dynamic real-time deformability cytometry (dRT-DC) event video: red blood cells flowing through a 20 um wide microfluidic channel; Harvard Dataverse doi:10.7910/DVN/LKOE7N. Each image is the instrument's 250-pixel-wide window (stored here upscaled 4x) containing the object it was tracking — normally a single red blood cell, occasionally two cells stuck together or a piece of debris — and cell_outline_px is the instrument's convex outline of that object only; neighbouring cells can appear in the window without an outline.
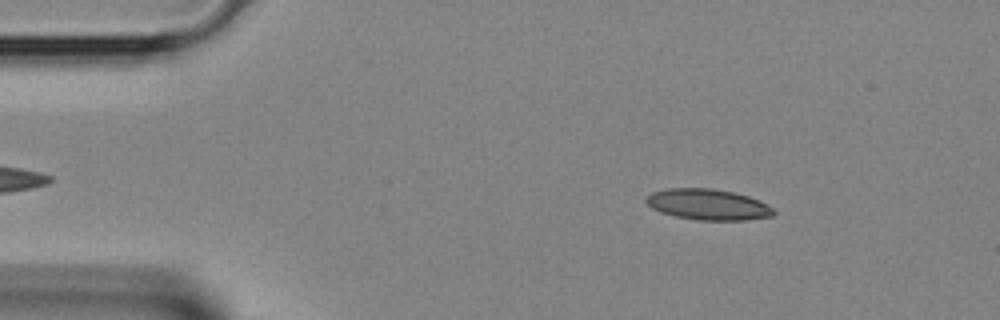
{"species": "Egyptian fruit bat (a non-hibernating species)", "species_latin": "Rousettus aegyptiacus", "temperature_condition": "room temperature", "stored_images_in_passage": 39, "camera_frame_rate_fps": 3000, "um_per_image_px": 0.085, "animal": {"sex": "female"}, "frame": {"image": 1, "passage_image": 5, "time_ms": 1.333, "image_size_px": [1000, 320], "cell_outline_px": [[776, 212], [772, 216], [744, 220], [696, 220], [676, 216], [660, 212], [652, 208], [644, 200], [652, 192], [668, 188], [712, 188], [732, 192], [748, 196], [772, 208]], "centroid_in_image_um": [60.14, 17.38], "position_along_channel_um": 24.9, "area_um2": 22.72}}
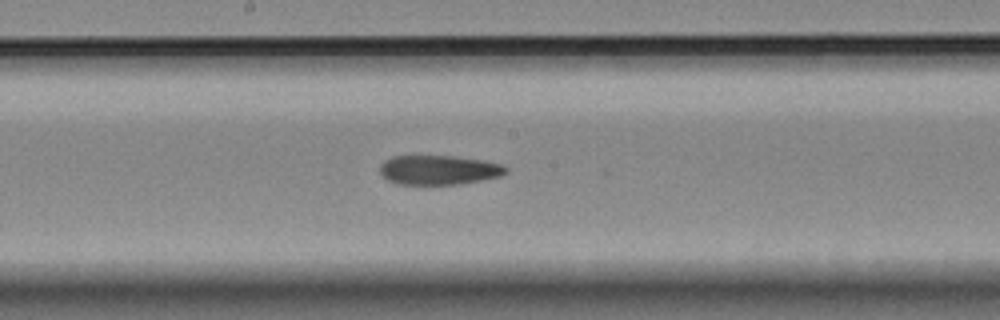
{"frame": {"image": 2, "passage_image": 20, "time_ms": 6.333, "image_size_px": [1000, 320], "cell_outline_px": [[508, 172], [500, 176], [460, 184], [396, 184], [380, 176], [380, 164], [384, 160], [392, 156], [452, 156], [484, 160], [504, 164], [508, 168]], "centroid_in_image_um": [37.29, 14.44], "position_along_channel_um": 210.9, "area_um2": 21.79}}
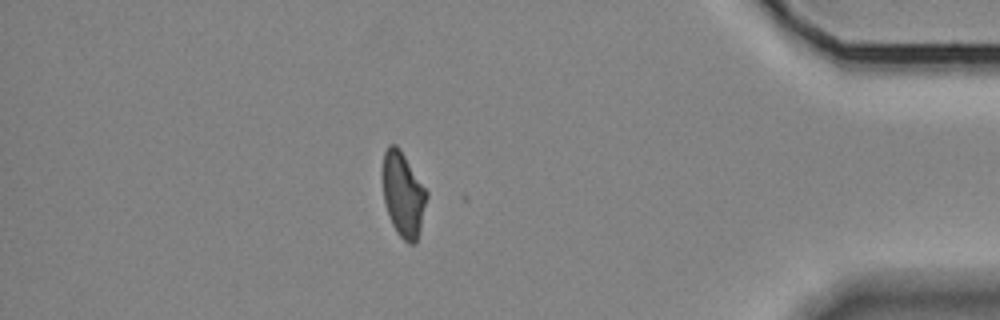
{"frame": {"image": 3, "passage_image": 34, "time_ms": 11.0, "image_size_px": [1000, 320], "cell_outline_px": [[428, 196], [416, 244], [408, 244], [396, 232], [388, 216], [384, 200], [380, 172], [384, 152], [388, 144], [396, 144], [400, 148], [428, 192]], "centroid_in_image_um": [34.23, 16.49], "position_along_channel_um": 401.0, "area_um2": 22.25}}